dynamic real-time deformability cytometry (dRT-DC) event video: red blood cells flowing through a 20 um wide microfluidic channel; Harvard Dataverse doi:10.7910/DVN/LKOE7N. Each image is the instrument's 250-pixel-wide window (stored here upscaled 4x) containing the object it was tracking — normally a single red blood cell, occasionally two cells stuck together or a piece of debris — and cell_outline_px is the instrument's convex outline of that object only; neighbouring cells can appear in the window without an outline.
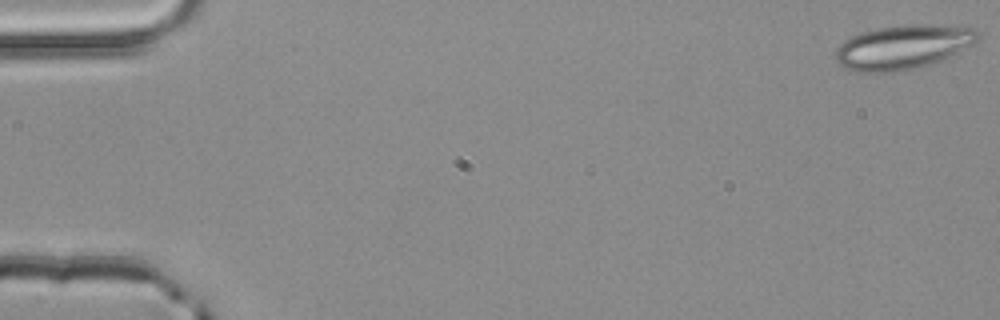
{"species": "common noctule bat (a hibernating species)", "species_latin": "Nyctalus noctula", "temperature_condition": "room temperature", "stored_images_in_passage": 17, "camera_frame_rate_fps": 3000, "um_per_image_px": 0.085, "animal": {"sex": "male", "body_mass_g": 20.4}, "frame": {"image": 1, "passage_image": 1, "time_ms": 0.0, "image_size_px": [1000, 320], "cell_outline_px": [[980, 36], [972, 44], [940, 60], [912, 68], [888, 72], [856, 72], [844, 68], [836, 60], [836, 48], [844, 40], [860, 32], [880, 28], [904, 24], [924, 24], [972, 28], [980, 32]], "centroid_in_image_um": [76.7, 3.99], "position_along_channel_um": 8.3, "area_um2": 36.07}}